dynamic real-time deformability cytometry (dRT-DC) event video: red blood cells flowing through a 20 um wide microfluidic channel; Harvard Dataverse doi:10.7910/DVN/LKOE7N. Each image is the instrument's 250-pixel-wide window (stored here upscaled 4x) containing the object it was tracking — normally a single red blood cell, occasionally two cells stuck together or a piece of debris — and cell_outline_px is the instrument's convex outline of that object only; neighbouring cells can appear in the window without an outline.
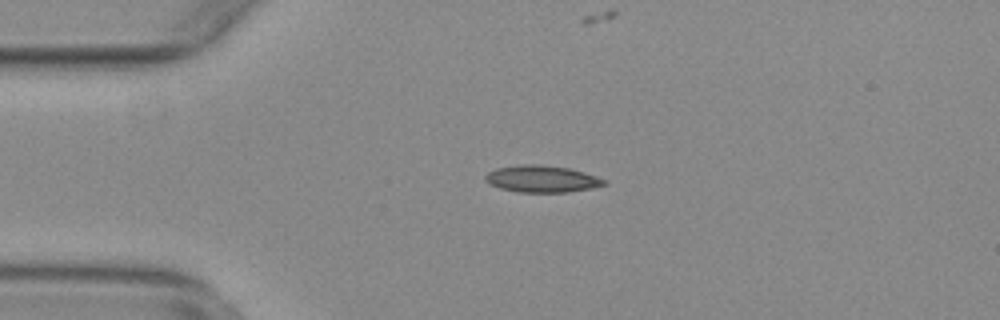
{"species": "common noctule bat (a hibernating species)", "species_latin": "Nyctalus noctula", "temperature_condition": "warm", "stored_images_in_passage": 39, "camera_frame_rate_fps": 3000, "um_per_image_px": 0.085, "animal": {"sex": "female", "body_mass_g": 29.2, "forearm_length_mm": 56.3}, "frame": {"image": 1, "passage_image": 6, "time_ms": 1.667, "image_size_px": [1000, 320], "cell_outline_px": [[608, 184], [592, 188], [568, 192], [516, 192], [500, 188], [484, 180], [484, 176], [488, 172], [496, 168], [524, 164], [540, 164], [568, 168], [584, 172], [596, 176], [604, 180]], "centroid_in_image_um": [46.05, 15.2], "position_along_channel_um": 38.9, "area_um2": 18.55}}
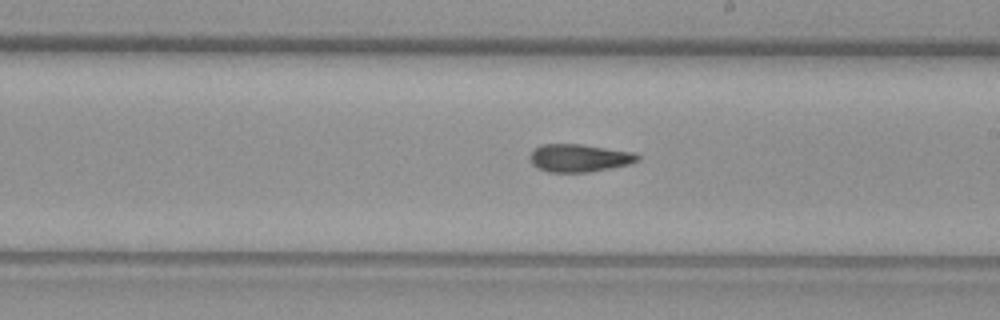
{"frame": {"image": 2, "passage_image": 24, "time_ms": 7.667, "image_size_px": [1000, 320], "cell_outline_px": [[640, 160], [628, 164], [588, 172], [548, 172], [536, 168], [532, 164], [528, 156], [540, 144], [584, 144], [636, 152], [640, 156]], "centroid_in_image_um": [49.23, 13.42], "position_along_channel_um": 239.8, "area_um2": 17.63}}
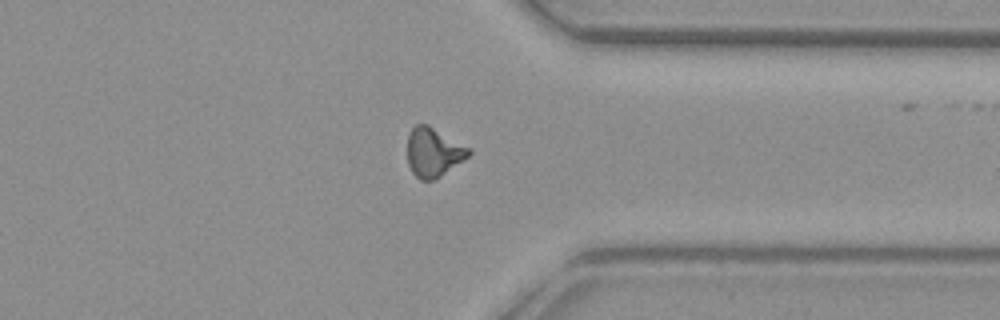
{"frame": {"image": 3, "passage_image": 35, "time_ms": 11.333, "image_size_px": [1000, 320], "cell_outline_px": [[472, 152], [468, 156], [436, 180], [420, 180], [412, 172], [408, 164], [408, 136], [412, 128], [416, 124], [428, 124], [472, 148]], "centroid_in_image_um": [36.86, 12.94], "position_along_channel_um": 374.5, "area_um2": 17.69}, "authors_computed_cell_mechanics": {"area_um2": 17.629, "velocity_mm_per_s": 3.8124, "shape_relaxation_time_tau1_ms": null, "shape_relaxation_time_tau2_ms": 3.1459, "deformation_change_tau1": null, "deformation_change_tau2": 0.106}}